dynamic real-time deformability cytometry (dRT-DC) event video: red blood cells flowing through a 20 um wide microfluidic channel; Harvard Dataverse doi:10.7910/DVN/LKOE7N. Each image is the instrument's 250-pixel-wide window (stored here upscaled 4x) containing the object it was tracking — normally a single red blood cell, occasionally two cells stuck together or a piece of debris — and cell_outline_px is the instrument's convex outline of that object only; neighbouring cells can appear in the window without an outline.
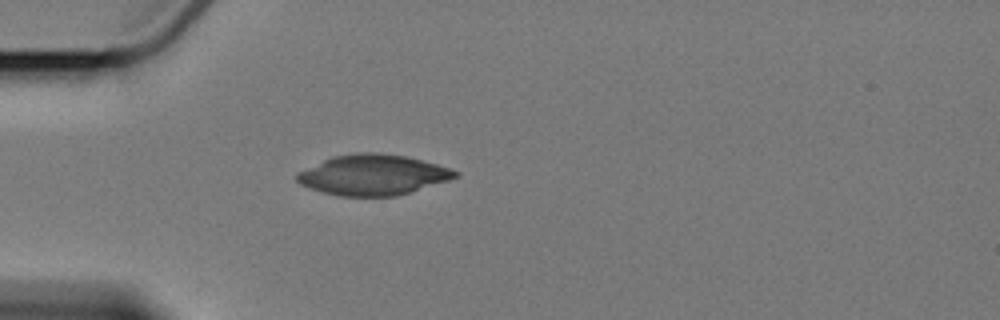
{"species": "Egyptian fruit bat (a non-hibernating species)", "species_latin": "Rousettus aegyptiacus", "temperature_condition": "cold", "stored_images_in_passage": 2, "camera_frame_rate_fps": 3000, "um_per_image_px": 0.085, "animal": {"sex": "female"}, "frame": {"image": 1, "passage_image": 1, "time_ms": 0.0, "image_size_px": [1000, 320], "cell_outline_px": [[460, 176], [448, 180], [396, 196], [340, 196], [324, 192], [300, 184], [296, 180], [296, 176], [300, 172], [332, 156], [356, 152], [376, 152], [404, 156], [436, 164], [460, 172]], "centroid_in_image_um": [31.71, 14.86], "position_along_channel_um": 53.3, "area_um2": 36.76}}